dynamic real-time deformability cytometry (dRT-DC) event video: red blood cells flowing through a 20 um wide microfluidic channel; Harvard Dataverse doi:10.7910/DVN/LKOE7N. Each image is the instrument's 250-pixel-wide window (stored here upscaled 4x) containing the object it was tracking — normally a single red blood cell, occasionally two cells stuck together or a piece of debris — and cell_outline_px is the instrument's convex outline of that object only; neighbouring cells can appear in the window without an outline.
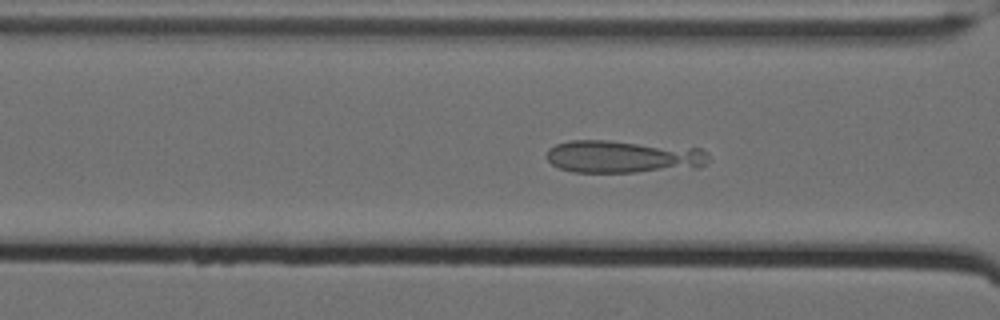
{"species": "Egyptian fruit bat (a non-hibernating species)", "species_latin": "Rousettus aegyptiacus", "temperature_condition": "cold", "stored_images_in_passage": 61, "camera_frame_rate_fps": 3000, "um_per_image_px": 0.085, "animal": {"sex": "female"}, "frame": {"image": 1, "passage_image": 28, "time_ms": 9.0, "image_size_px": [1000, 320], "cell_outline_px": [[708, 164], [700, 168], [636, 172], [572, 172], [560, 168], [552, 164], [544, 156], [548, 148], [556, 144], [568, 140], [608, 140], [700, 148], [708, 156]], "centroid_in_image_um": [52.96, 13.32], "position_along_channel_um": 113.6, "area_um2": 31.21}}
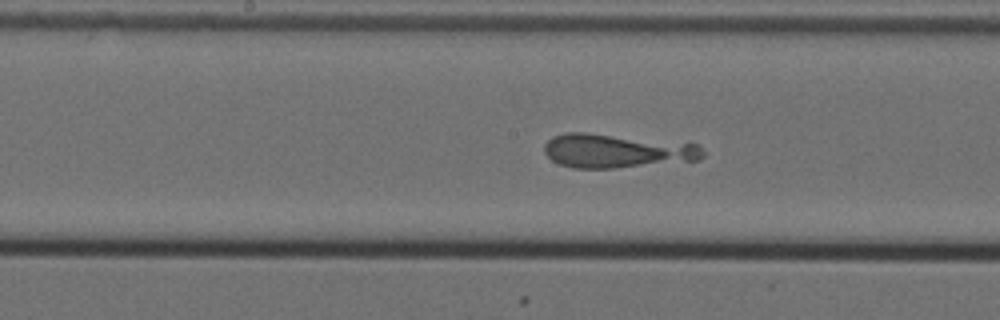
{"frame": {"image": 2, "passage_image": 35, "time_ms": 11.333, "image_size_px": [1000, 320], "cell_outline_px": [[704, 156], [700, 160], [616, 168], [572, 168], [560, 164], [552, 160], [544, 152], [544, 144], [552, 136], [564, 132], [588, 132], [696, 144], [704, 152]], "centroid_in_image_um": [52.38, 12.82], "position_along_channel_um": 195.8, "area_um2": 31.44}}
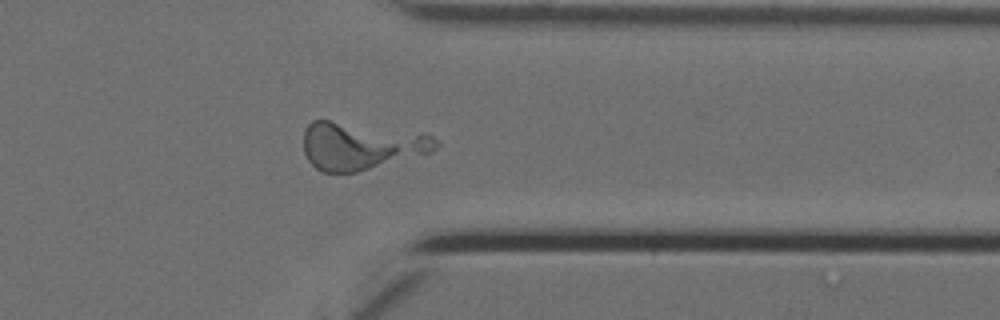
{"frame": {"image": 3, "passage_image": 51, "time_ms": 16.667, "image_size_px": [1000, 320], "cell_outline_px": [[440, 144], [432, 152], [356, 172], [324, 172], [316, 168], [308, 160], [304, 152], [304, 128], [312, 120], [328, 120], [432, 136]], "centroid_in_image_um": [30.61, 12.41], "position_along_channel_um": 380.8, "area_um2": 35.78}}